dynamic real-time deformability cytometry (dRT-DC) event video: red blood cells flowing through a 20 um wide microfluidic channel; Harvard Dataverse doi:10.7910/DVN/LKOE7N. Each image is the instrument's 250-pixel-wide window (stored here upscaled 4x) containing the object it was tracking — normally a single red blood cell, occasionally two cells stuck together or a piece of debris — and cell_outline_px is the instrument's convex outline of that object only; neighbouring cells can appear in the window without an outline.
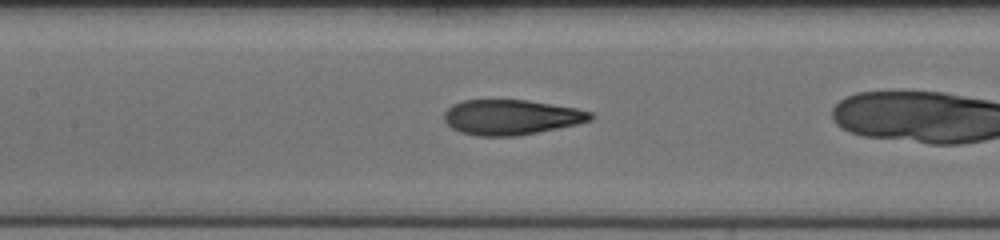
{"species": "human", "species_latin": "Homo sapiens", "temperature_condition": "cold", "stored_images_in_passage": 37, "camera_frame_rate_fps": 3000, "um_per_image_px": 0.085, "donor": {"sex": "female"}, "frame": {"image": 1, "passage_image": 21, "time_ms": 6.667, "image_size_px": [1000, 240], "cell_outline_px": [[596, 116], [592, 120], [576, 124], [516, 136], [476, 136], [460, 132], [452, 128], [444, 120], [444, 112], [452, 104], [464, 100], [528, 100], [576, 108], [592, 112]], "centroid_in_image_um": [43.44, 9.96], "position_along_channel_um": 164.0, "area_um2": 29.94}}
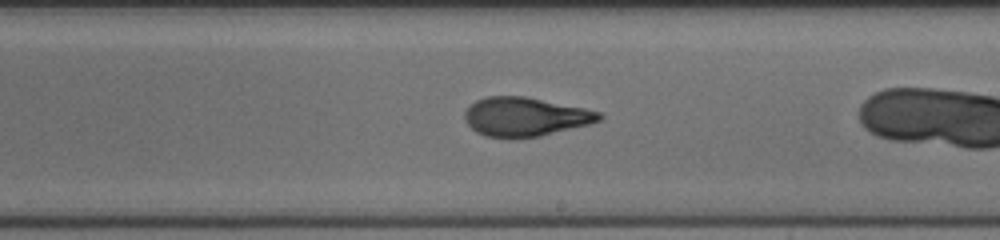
{"frame": {"image": 2, "passage_image": 27, "time_ms": 8.667, "image_size_px": [1000, 240], "cell_outline_px": [[604, 116], [600, 120], [588, 124], [540, 136], [484, 136], [476, 132], [464, 120], [464, 112], [476, 100], [488, 96], [524, 96], [584, 108], [600, 112]], "centroid_in_image_um": [44.63, 9.9], "position_along_channel_um": 244.4, "area_um2": 29.88}}
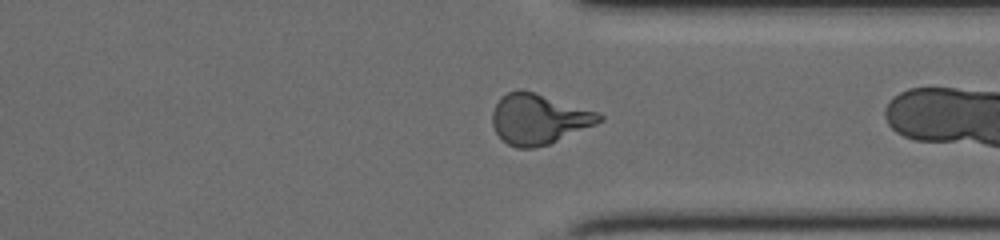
{"frame": {"image": 3, "passage_image": 36, "time_ms": 11.667, "image_size_px": [1000, 240], "cell_outline_px": [[604, 120], [596, 124], [548, 144], [532, 148], [516, 148], [508, 144], [496, 132], [492, 124], [492, 112], [500, 96], [508, 92], [520, 88], [600, 112], [604, 116]], "centroid_in_image_um": [45.79, 10.1], "position_along_channel_um": 365.6, "area_um2": 31.27}}